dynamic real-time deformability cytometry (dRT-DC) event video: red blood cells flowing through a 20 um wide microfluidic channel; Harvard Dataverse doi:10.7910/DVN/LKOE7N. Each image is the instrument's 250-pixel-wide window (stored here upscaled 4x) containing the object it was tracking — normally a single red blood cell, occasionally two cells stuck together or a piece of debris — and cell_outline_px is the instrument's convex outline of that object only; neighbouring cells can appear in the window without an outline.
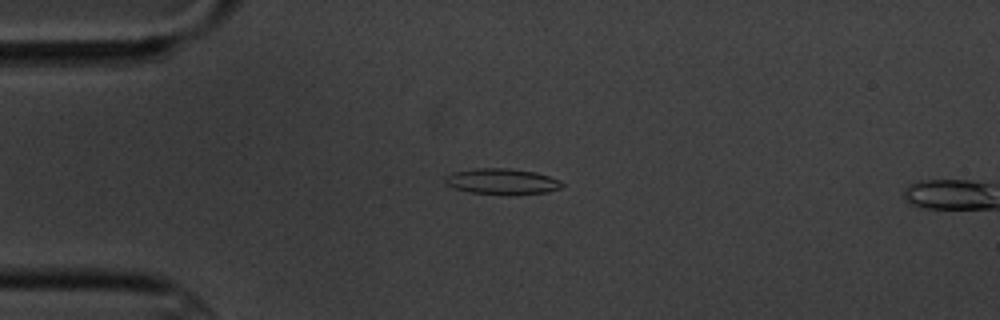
{"species": "common noctule bat (a hibernating species)", "species_latin": "Nyctalus noctula", "temperature_condition": "cold", "stored_images_in_passage": 5, "camera_frame_rate_fps": 3000, "um_per_image_px": 0.085, "animal": {"sex": "male", "body_mass_g": 20.1, "forearm_length_mm": 53.5}, "frame": {"image": 1, "passage_image": 4, "time_ms": 3.333, "image_size_px": [1000, 320], "cell_outline_px": [[564, 184], [560, 188], [548, 192], [472, 192], [456, 188], [444, 184], [444, 176], [452, 172], [476, 168], [508, 168], [536, 172], [560, 180]], "centroid_in_image_um": [42.63, 15.37], "position_along_channel_um": 42.4, "area_um2": 16.82}}